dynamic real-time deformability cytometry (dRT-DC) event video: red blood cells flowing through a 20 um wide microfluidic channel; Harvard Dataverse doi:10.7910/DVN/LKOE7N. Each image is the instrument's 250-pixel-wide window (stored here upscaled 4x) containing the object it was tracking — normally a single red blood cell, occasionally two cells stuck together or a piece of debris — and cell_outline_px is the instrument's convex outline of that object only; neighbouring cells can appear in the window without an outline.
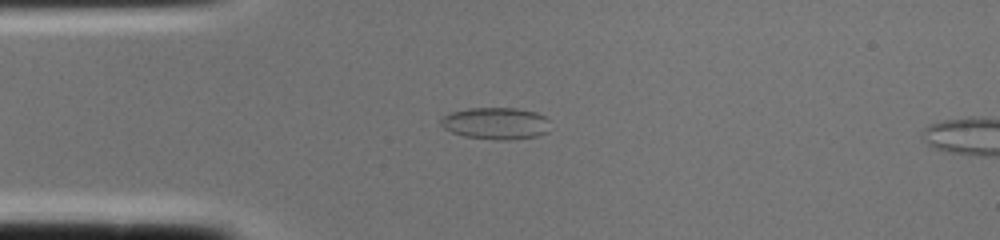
{"species": "common noctule bat (a hibernating species)", "species_latin": "Nyctalus noctula", "temperature_condition": "cold", "stored_images_in_passage": 2, "camera_frame_rate_fps": 3000, "um_per_image_px": 0.085, "animal": {"sex": "female", "body_mass_g": 22.0, "forearm_length_mm": 56.7}, "frame": {"image": 1, "passage_image": 1, "time_ms": 0.0, "image_size_px": [1000, 240], "cell_outline_px": [[548, 132], [536, 136], [508, 140], [492, 140], [464, 136], [452, 132], [444, 128], [440, 124], [440, 120], [444, 116], [452, 112], [468, 108], [516, 108], [536, 112], [544, 116], [548, 120]], "centroid_in_image_um": [42.14, 10.49], "position_along_channel_um": 42.9, "area_um2": 20.35}}